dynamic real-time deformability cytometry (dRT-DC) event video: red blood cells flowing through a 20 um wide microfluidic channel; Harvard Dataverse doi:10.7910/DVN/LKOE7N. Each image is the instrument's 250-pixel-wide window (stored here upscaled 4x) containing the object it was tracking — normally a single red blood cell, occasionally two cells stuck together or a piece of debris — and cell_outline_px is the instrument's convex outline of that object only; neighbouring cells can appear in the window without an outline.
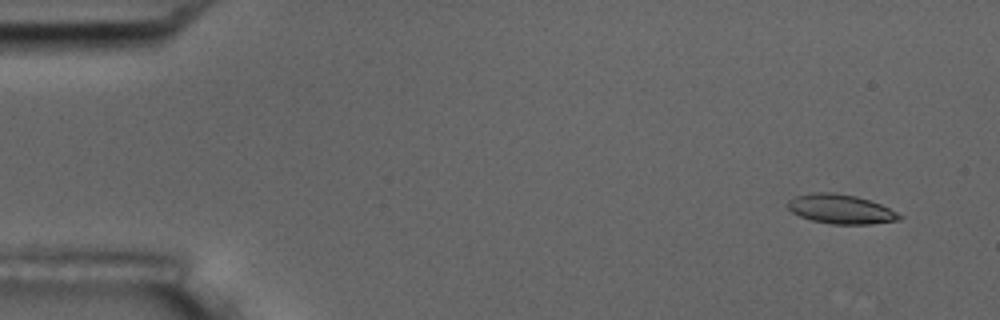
{"species": "common noctule bat (a hibernating species)", "species_latin": "Nyctalus noctula", "temperature_condition": "room temperature", "stored_images_in_passage": 6, "camera_frame_rate_fps": 3000, "um_per_image_px": 0.085, "animal": {"sex": "male", "body_mass_g": 17.5, "forearm_length_mm": 52.3}, "frame": {"image": 1, "passage_image": 1, "time_ms": 0.0, "image_size_px": [1000, 320], "cell_outline_px": [[904, 216], [900, 220], [872, 224], [832, 224], [812, 220], [800, 216], [792, 212], [788, 208], [788, 200], [796, 196], [812, 192], [836, 192], [856, 196], [880, 204]], "centroid_in_image_um": [71.47, 17.77], "position_along_channel_um": 13.5, "area_um2": 19.07}}